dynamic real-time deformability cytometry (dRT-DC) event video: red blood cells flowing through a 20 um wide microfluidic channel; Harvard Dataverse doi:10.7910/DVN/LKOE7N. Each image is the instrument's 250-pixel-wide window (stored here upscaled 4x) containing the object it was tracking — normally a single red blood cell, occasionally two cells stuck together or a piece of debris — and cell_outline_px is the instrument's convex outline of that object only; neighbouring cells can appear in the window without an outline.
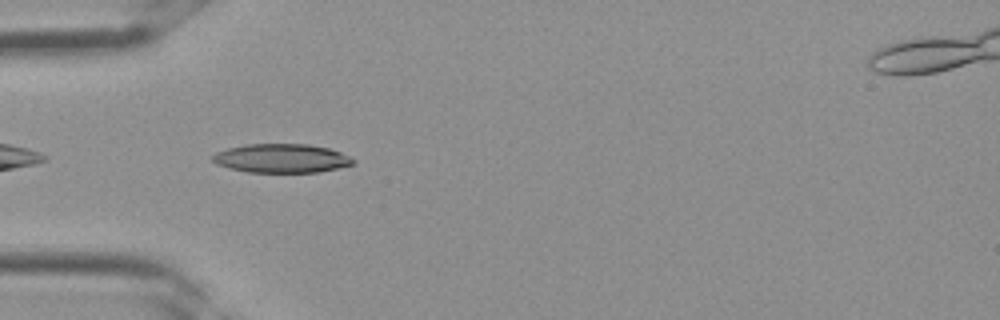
{"species": "Egyptian fruit bat (a non-hibernating species)", "species_latin": "Rousettus aegyptiacus", "temperature_condition": "room temperature", "stored_images_in_passage": 3, "camera_frame_rate_fps": 3000, "um_per_image_px": 0.085, "frame": {"image": 1, "passage_image": 2, "time_ms": 0.333, "image_size_px": [1000, 320], "cell_outline_px": [[356, 164], [320, 172], [248, 172], [228, 168], [216, 164], [212, 160], [212, 156], [216, 152], [228, 148], [248, 144], [308, 144], [328, 148], [340, 152], [356, 160]], "centroid_in_image_um": [23.94, 13.46], "position_along_channel_um": 61.1, "area_um2": 23.7}}
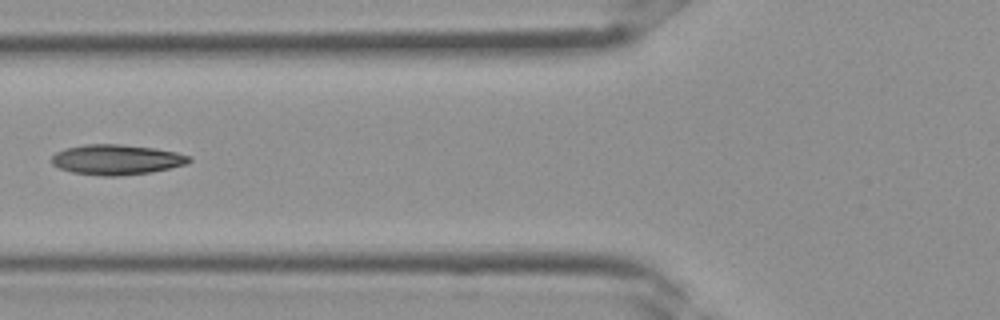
{"frame": {"image": 2, "passage_image": 3, "time_ms": 0.667, "image_size_px": [1000, 320], "cell_outline_px": [[192, 160], [188, 164], [152, 172], [120, 176], [100, 176], [72, 172], [60, 168], [52, 164], [52, 156], [56, 152], [64, 148], [84, 144], [120, 144], [152, 148], [176, 152], [192, 156]], "centroid_in_image_um": [9.92, 13.57], "position_along_channel_um": 115.9, "area_um2": 24.33}}